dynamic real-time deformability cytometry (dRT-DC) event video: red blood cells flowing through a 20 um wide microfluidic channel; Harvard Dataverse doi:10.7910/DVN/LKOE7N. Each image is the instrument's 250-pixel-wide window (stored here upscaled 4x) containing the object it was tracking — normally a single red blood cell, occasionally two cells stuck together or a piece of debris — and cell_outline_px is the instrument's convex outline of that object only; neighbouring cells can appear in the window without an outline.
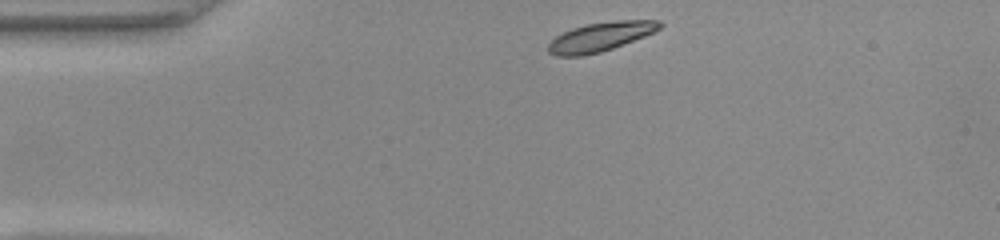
{"species": "common noctule bat (a hibernating species)", "species_latin": "Nyctalus noctula", "temperature_condition": "warm", "stored_images_in_passage": 43, "camera_frame_rate_fps": 3000, "um_per_image_px": 0.085, "animal": {"sex": "female", "body_mass_g": 22.0, "forearm_length_mm": 56.7}, "frame": {"image": 1, "passage_image": 1, "time_ms": 0.0, "image_size_px": [1000, 240], "cell_outline_px": [[664, 24], [660, 28], [644, 36], [612, 48], [600, 52], [580, 56], [556, 56], [548, 52], [548, 44], [556, 36], [572, 28], [588, 24], [616, 20], [660, 20]], "centroid_in_image_um": [51.03, 3.12], "position_along_channel_um": 34.0, "area_um2": 18.67}}
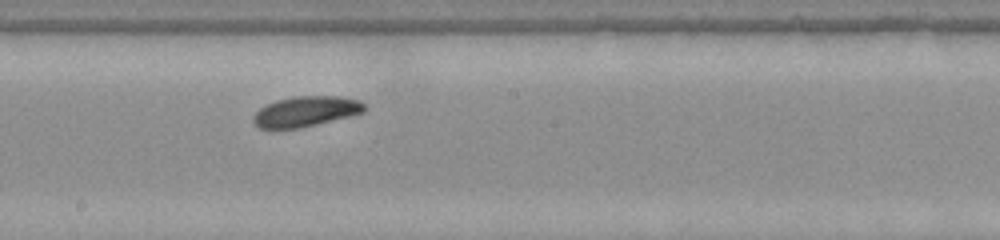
{"frame": {"image": 2, "passage_image": 19, "time_ms": 6.0, "image_size_px": [1000, 240], "cell_outline_px": [[368, 108], [364, 112], [316, 124], [296, 128], [260, 128], [252, 120], [252, 116], [260, 108], [276, 100], [292, 96], [344, 96], [360, 100]], "centroid_in_image_um": [26.02, 9.45], "position_along_channel_um": 222.2, "area_um2": 19.54}}
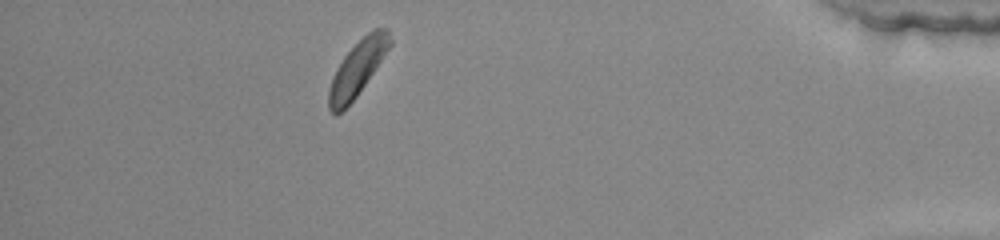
{"frame": {"image": 3, "passage_image": 37, "time_ms": 12.0, "image_size_px": [1000, 240], "cell_outline_px": [[392, 44], [356, 96], [336, 116], [328, 108], [328, 88], [332, 76], [336, 68], [344, 56], [372, 28], [388, 28], [392, 40]], "centroid_in_image_um": [30.37, 5.8], "position_along_channel_um": 404.8, "area_um2": 19.25}, "authors_computed_cell_mechanics": {"area_um2": 19.8254, "velocity_mm_per_s": 3.8703, "shape_relaxation_time_tau1_ms": 1.3154, "shape_relaxation_time_tau2_ms": null, "deformation_change_tau1": 0.0974, "deformation_change_tau2": null}}